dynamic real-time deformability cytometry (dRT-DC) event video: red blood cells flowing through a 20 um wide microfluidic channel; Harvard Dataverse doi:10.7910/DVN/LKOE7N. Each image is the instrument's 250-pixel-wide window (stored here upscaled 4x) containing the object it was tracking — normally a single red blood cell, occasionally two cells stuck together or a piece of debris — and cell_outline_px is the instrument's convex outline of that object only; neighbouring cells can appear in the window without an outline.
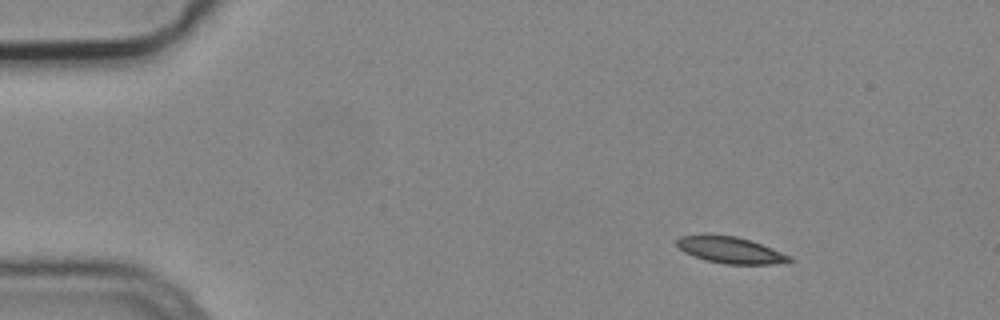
{"species": "common noctule bat (a hibernating species)", "species_latin": "Nyctalus noctula", "temperature_condition": "cold", "stored_images_in_passage": 3, "camera_frame_rate_fps": 3000, "um_per_image_px": 0.085, "animal": {"sex": "male", "body_mass_g": 19.2, "forearm_length_mm": 51.8}, "frame": {"image": 1, "passage_image": 2, "time_ms": 0.333, "image_size_px": [1000, 320], "cell_outline_px": [[792, 260], [772, 264], [728, 264], [704, 260], [684, 252], [676, 244], [676, 240], [680, 236], [736, 236], [772, 248], [792, 256]], "centroid_in_image_um": [62.09, 21.28], "position_along_channel_um": 22.9, "area_um2": 16.82}}